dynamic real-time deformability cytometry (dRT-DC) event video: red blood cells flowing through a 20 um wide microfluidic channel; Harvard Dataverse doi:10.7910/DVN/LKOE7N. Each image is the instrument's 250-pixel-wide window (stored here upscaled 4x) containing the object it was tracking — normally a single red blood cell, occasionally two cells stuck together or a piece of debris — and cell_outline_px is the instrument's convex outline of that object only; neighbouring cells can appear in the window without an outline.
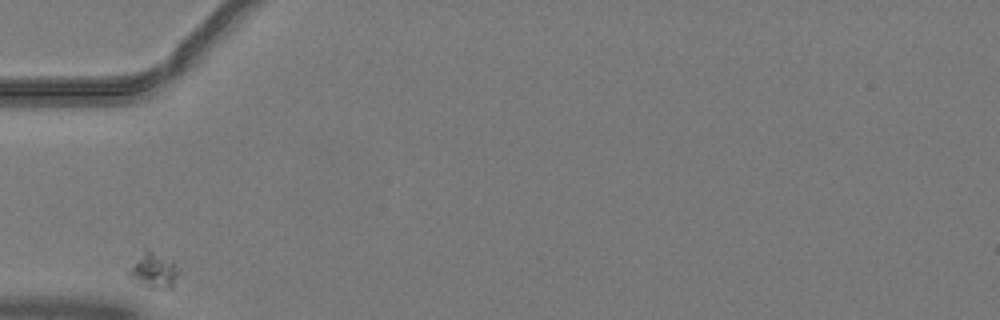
{"species": "common noctule bat (a hibernating species)", "species_latin": "Nyctalus noctula", "temperature_condition": "warm", "stored_images_in_passage": 28, "camera_frame_rate_fps": 3000, "um_per_image_px": 0.085, "animal": {"sex": "male", "body_mass_g": 19.2, "forearm_length_mm": 51.8}, "frame": {"image": 1, "passage_image": 1, "time_ms": 0.0, "image_size_px": [1000, 320], "cell_outline_px": [[180, 272], [172, 288], [148, 288], [128, 276], [124, 268], [144, 248], [148, 248], [180, 268]], "centroid_in_image_um": [12.97, 22.97], "position_along_channel_um": 72.0, "area_um2": 10.64}}
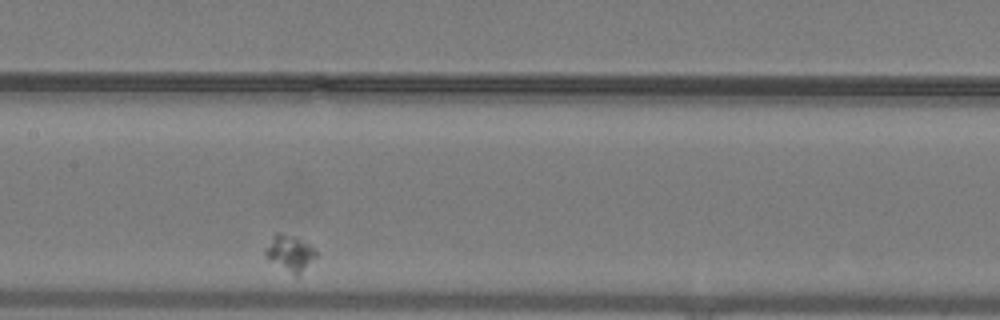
{"frame": {"image": 2, "passage_image": 11, "time_ms": 3.333, "image_size_px": [1000, 320], "cell_outline_px": [[316, 256], [296, 276], [268, 260], [264, 252], [264, 248], [272, 236], [276, 232], [280, 232], [296, 236], [308, 244], [316, 252]], "centroid_in_image_um": [24.58, 21.46], "position_along_channel_um": 182.8, "area_um2": 10.4}}